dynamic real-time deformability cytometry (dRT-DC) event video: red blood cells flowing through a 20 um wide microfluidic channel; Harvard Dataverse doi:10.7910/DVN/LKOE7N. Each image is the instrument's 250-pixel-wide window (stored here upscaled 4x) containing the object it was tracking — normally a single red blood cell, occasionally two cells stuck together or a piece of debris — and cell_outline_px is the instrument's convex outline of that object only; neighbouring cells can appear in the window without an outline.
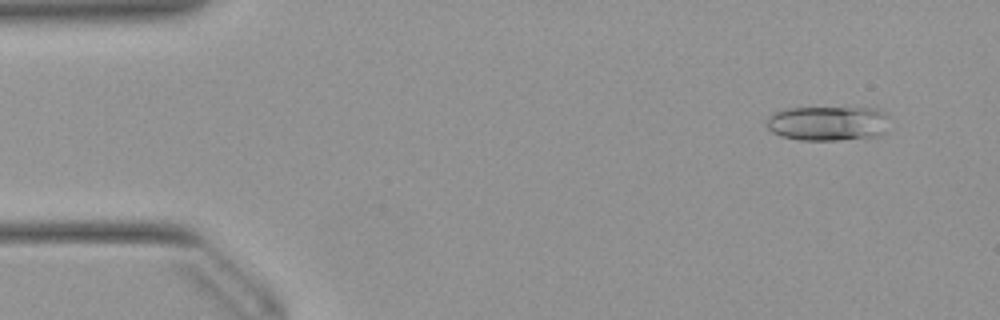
{"species": "Egyptian fruit bat (a non-hibernating species)", "species_latin": "Rousettus aegyptiacus", "temperature_condition": "warm", "stored_images_in_passage": 14, "camera_frame_rate_fps": 3000, "um_per_image_px": 0.085, "animal": {"sex": "female"}, "frame": {"image": 1, "passage_image": 4, "time_ms": 1.0, "image_size_px": [1000, 320], "cell_outline_px": [[888, 116], [884, 132], [880, 136], [836, 140], [800, 140], [780, 136], [772, 132], [764, 124], [768, 116], [776, 112], [788, 108], [876, 108], [884, 112]], "centroid_in_image_um": [70.34, 10.49], "position_along_channel_um": 14.7, "area_um2": 24.91}}
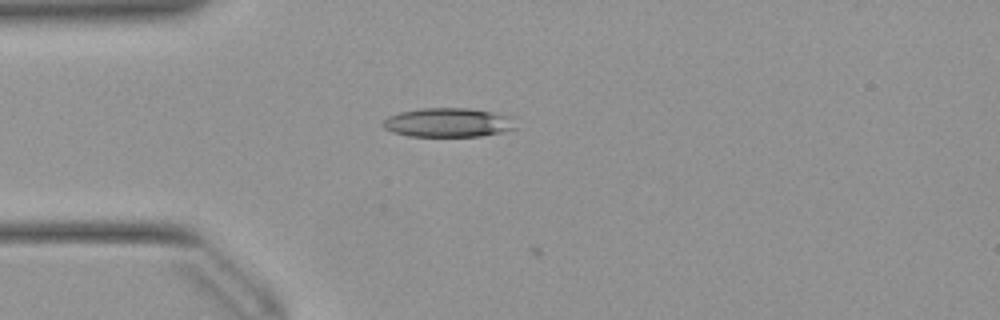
{"frame": {"image": 2, "passage_image": 13, "time_ms": 4.0, "image_size_px": [1000, 320], "cell_outline_px": [[516, 128], [500, 132], [480, 136], [408, 136], [392, 132], [384, 128], [380, 124], [388, 116], [400, 112], [420, 108], [468, 108], [492, 112], [512, 116]], "centroid_in_image_um": [38.06, 10.41], "position_along_channel_um": 46.9, "area_um2": 22.54}}